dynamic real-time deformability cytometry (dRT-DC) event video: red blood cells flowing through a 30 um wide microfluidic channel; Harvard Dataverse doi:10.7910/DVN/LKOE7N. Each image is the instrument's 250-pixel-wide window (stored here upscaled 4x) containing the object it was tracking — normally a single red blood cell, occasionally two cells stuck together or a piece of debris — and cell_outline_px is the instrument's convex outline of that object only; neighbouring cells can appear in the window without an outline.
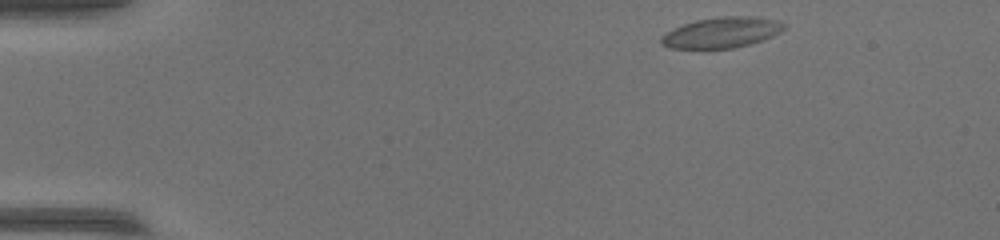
{"species": "common noctule bat (a hibernating species)", "species_latin": "Nyctalus noctula", "temperature_condition": "warm", "stored_images_in_passage": 47, "camera_frame_rate_fps": 3000, "um_per_image_px": 0.085, "animal": {"sex": "female", "body_mass_g": 17.0, "forearm_length_mm": 48.0}, "frame": {"image": 1, "passage_image": 1, "time_ms": 0.0, "image_size_px": [1000, 240], "cell_outline_px": [[784, 28], [780, 32], [772, 36], [748, 44], [732, 48], [668, 48], [660, 44], [660, 36], [684, 24], [696, 20], [724, 16], [756, 16], [776, 20], [784, 24]], "centroid_in_image_um": [61.32, 2.76], "position_along_channel_um": 23.7, "area_um2": 21.62}}
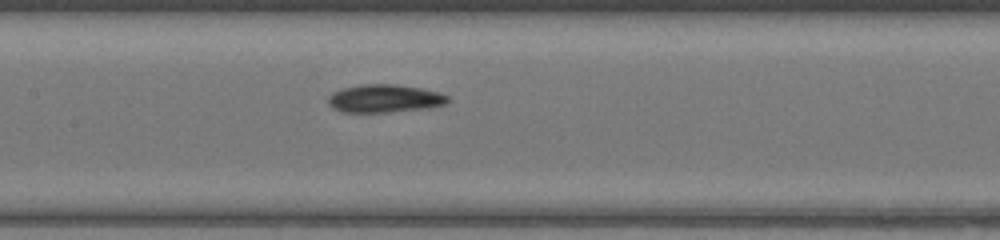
{"frame": {"image": 2, "passage_image": 20, "time_ms": 6.333, "image_size_px": [1000, 240], "cell_outline_px": [[452, 100], [444, 104], [432, 108], [388, 112], [340, 112], [332, 108], [328, 104], [328, 96], [332, 92], [344, 88], [360, 84], [396, 84], [420, 88], [440, 92], [448, 96]], "centroid_in_image_um": [32.7, 8.38], "position_along_channel_um": 174.7, "area_um2": 19.83}}
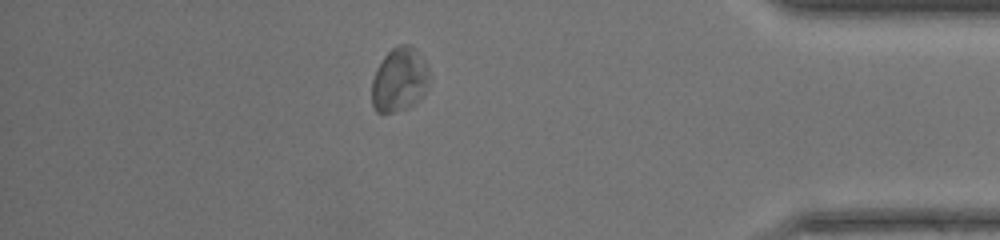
{"frame": {"image": 3, "passage_image": 40, "time_ms": 13.0, "image_size_px": [1000, 240], "cell_outline_px": [[432, 76], [428, 88], [420, 100], [404, 108], [392, 112], [376, 112], [372, 108], [372, 80], [376, 68], [384, 56], [392, 48], [400, 44], [408, 44], [424, 60]], "centroid_in_image_um": [33.96, 6.78], "position_along_channel_um": 401.2, "area_um2": 21.62}}